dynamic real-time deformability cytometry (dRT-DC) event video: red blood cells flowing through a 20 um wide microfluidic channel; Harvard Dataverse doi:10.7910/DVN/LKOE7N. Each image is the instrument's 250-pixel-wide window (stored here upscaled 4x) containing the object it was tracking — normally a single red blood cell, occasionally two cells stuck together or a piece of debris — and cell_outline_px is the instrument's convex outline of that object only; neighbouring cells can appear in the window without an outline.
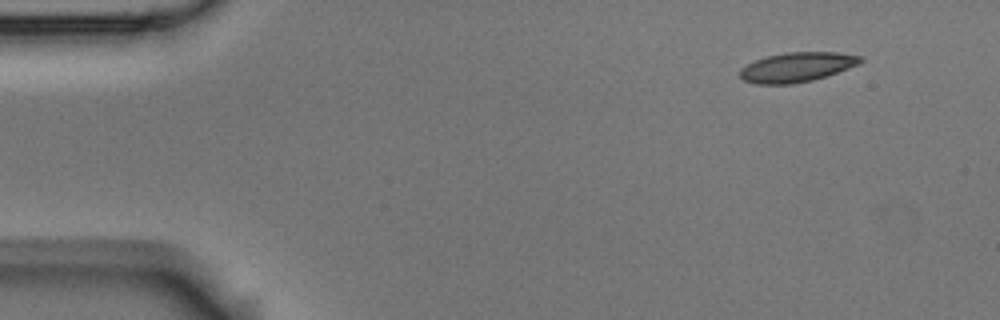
{"species": "Egyptian fruit bat (a non-hibernating species)", "species_latin": "Rousettus aegyptiacus", "temperature_condition": "room temperature", "stored_images_in_passage": 4, "camera_frame_rate_fps": 3000, "um_per_image_px": 0.085, "animal": {"sex": "male"}, "frame": {"image": 1, "passage_image": 1, "time_ms": 0.0, "image_size_px": [1000, 320], "cell_outline_px": [[864, 60], [860, 64], [828, 76], [812, 80], [792, 84], [756, 84], [744, 80], [740, 76], [740, 68], [756, 60], [768, 56], [784, 52], [836, 52], [860, 56]], "centroid_in_image_um": [67.76, 5.71], "position_along_channel_um": 17.2, "area_um2": 20.81}}
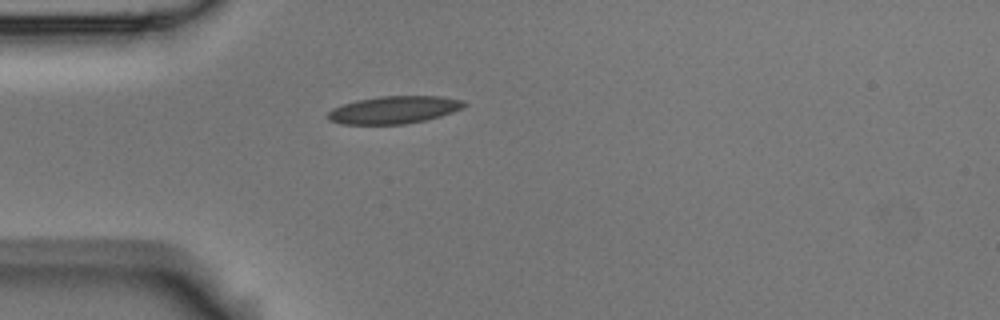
{"frame": {"image": 2, "passage_image": 4, "time_ms": 1.0, "image_size_px": [1000, 320], "cell_outline_px": [[468, 104], [452, 112], [440, 116], [424, 120], [404, 124], [344, 124], [328, 120], [328, 112], [332, 108], [356, 100], [380, 96], [440, 96], [464, 100]], "centroid_in_image_um": [33.49, 9.33], "position_along_channel_um": 51.5, "area_um2": 21.73}}